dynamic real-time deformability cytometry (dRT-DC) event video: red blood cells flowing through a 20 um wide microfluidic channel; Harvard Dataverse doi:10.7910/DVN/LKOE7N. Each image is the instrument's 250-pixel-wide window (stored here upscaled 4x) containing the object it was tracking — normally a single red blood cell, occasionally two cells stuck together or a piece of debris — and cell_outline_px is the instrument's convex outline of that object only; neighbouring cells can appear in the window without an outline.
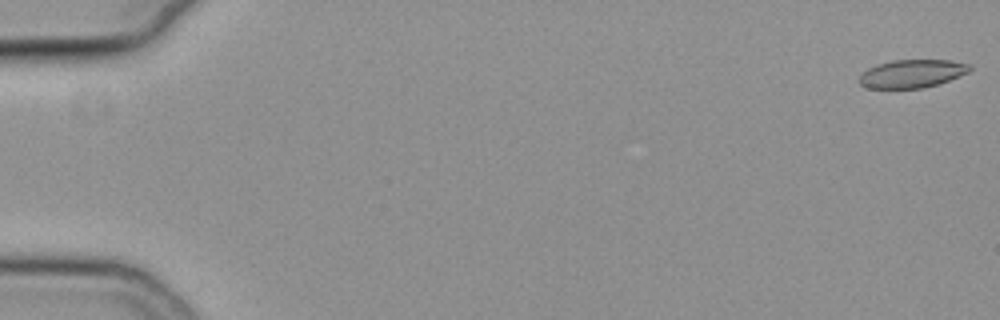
{"species": "common noctule bat (a hibernating species)", "species_latin": "Nyctalus noctula", "temperature_condition": "cold", "stored_images_in_passage": 52, "camera_frame_rate_fps": 3000, "um_per_image_px": 0.085, "animal": {"sex": "female", "body_mass_g": 19.3, "forearm_length_mm": 54.1}, "frame": {"image": 1, "passage_image": 1, "time_ms": 0.0, "image_size_px": [1000, 320], "cell_outline_px": [[972, 68], [968, 72], [960, 76], [924, 88], [868, 88], [860, 84], [856, 80], [868, 68], [876, 64], [892, 60], [952, 60], [972, 64]], "centroid_in_image_um": [77.52, 6.25], "position_along_channel_um": 7.5, "area_um2": 18.21}}
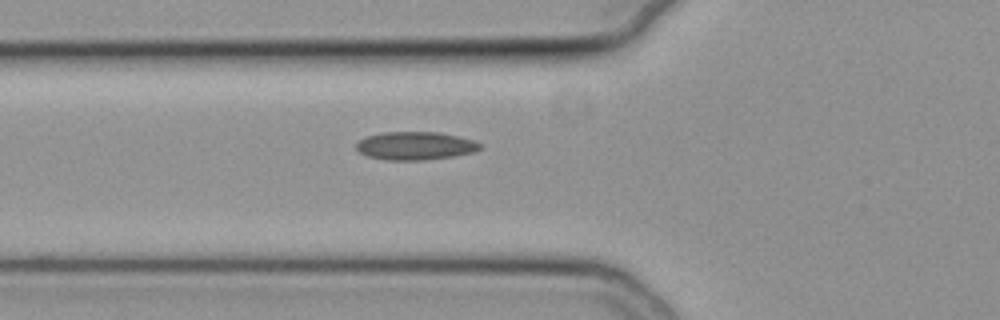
{"frame": {"image": 2, "passage_image": 21, "time_ms": 6.667, "image_size_px": [1000, 320], "cell_outline_px": [[480, 148], [476, 152], [456, 156], [424, 160], [388, 160], [368, 156], [360, 152], [356, 148], [356, 144], [360, 140], [368, 136], [384, 132], [440, 132], [472, 140], [480, 144]], "centroid_in_image_um": [35.32, 12.4], "position_along_channel_um": 90.5, "area_um2": 20.17}}
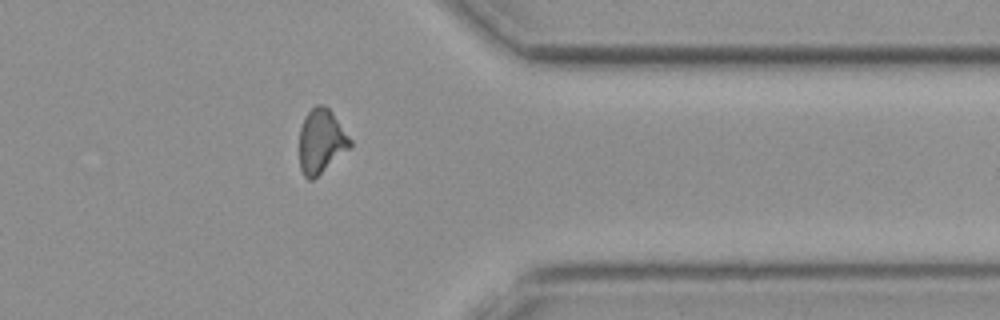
{"frame": {"image": 3, "passage_image": 45, "time_ms": 14.667, "image_size_px": [1000, 320], "cell_outline_px": [[352, 144], [348, 148], [312, 180], [308, 180], [304, 176], [300, 168], [300, 128], [308, 112], [316, 104], [320, 104], [328, 108], [332, 112], [352, 140]], "centroid_in_image_um": [27.29, 11.99], "position_along_channel_um": 384.1, "area_um2": 18.5}}